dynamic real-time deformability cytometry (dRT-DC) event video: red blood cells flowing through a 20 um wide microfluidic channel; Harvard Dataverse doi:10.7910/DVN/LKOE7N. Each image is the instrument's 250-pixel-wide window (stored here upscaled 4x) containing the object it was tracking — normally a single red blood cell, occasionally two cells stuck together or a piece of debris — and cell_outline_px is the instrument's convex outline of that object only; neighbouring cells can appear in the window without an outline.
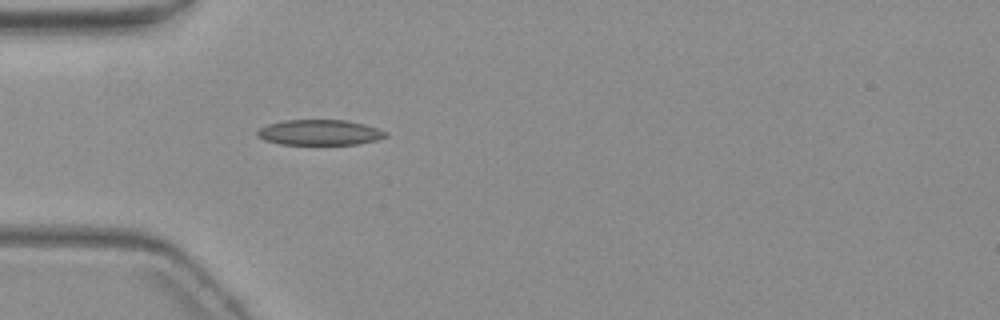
{"species": "common noctule bat (a hibernating species)", "species_latin": "Nyctalus noctula", "temperature_condition": "warm", "stored_images_in_passage": 2, "camera_frame_rate_fps": 3000, "um_per_image_px": 0.085, "animal": {"sex": "female", "body_mass_g": 19.3, "forearm_length_mm": 54.1}, "frame": {"image": 1, "passage_image": 2, "time_ms": 1.333, "image_size_px": [1000, 320], "cell_outline_px": [[388, 136], [376, 140], [356, 144], [280, 144], [264, 140], [256, 136], [256, 132], [260, 128], [268, 124], [284, 120], [348, 120], [364, 124], [388, 132]], "centroid_in_image_um": [27.16, 11.25], "position_along_channel_um": 57.8, "area_um2": 19.02}}